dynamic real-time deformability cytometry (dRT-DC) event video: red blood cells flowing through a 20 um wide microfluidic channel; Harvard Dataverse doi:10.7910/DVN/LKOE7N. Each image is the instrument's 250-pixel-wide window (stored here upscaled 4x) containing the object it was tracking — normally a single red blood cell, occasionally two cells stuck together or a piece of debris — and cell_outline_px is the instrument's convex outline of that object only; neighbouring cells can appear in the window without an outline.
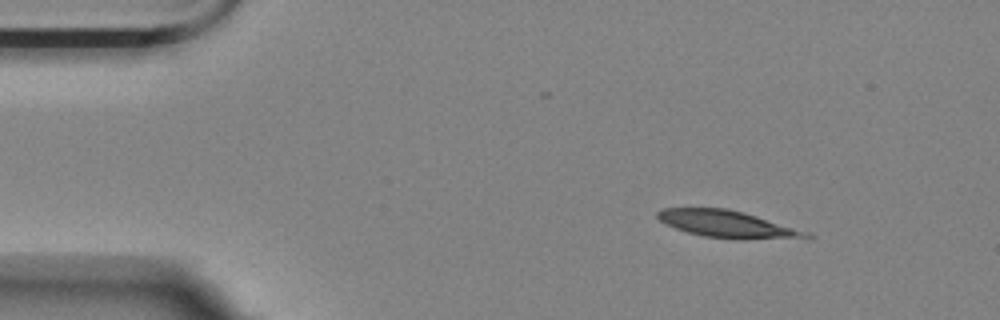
{"species": "Egyptian fruit bat (a non-hibernating species)", "species_latin": "Rousettus aegyptiacus", "temperature_condition": "room temperature", "stored_images_in_passage": 8, "camera_frame_rate_fps": 3000, "um_per_image_px": 0.085, "animal": {"sex": "female"}, "frame": {"image": 1, "passage_image": 1, "time_ms": 0.0, "image_size_px": [1000, 320], "cell_outline_px": [[816, 236], [736, 240], [704, 236], [688, 232], [676, 228], [660, 220], [656, 216], [656, 212], [664, 208], [728, 208], [744, 212], [812, 232]], "centroid_in_image_um": [61.85, 19.04], "position_along_channel_um": 23.1, "area_um2": 23.35}}